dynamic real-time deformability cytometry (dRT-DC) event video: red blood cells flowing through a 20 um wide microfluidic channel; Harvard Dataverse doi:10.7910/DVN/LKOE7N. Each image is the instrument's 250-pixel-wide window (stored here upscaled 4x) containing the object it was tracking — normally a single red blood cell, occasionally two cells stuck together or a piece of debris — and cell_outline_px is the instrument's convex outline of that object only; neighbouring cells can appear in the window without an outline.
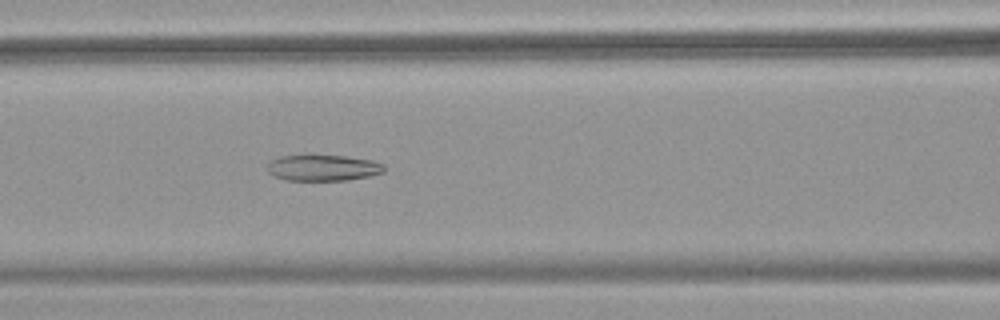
{"species": "common noctule bat (a hibernating species)", "species_latin": "Nyctalus noctula", "temperature_condition": "warm", "stored_images_in_passage": 54, "camera_frame_rate_fps": 3000, "um_per_image_px": 0.085, "animal": {"sex": "female", "body_mass_g": 18.4}, "frame": {"image": 1, "passage_image": 24, "time_ms": 7.667, "image_size_px": [1000, 320], "cell_outline_px": [[384, 172], [368, 176], [348, 180], [288, 180], [272, 176], [268, 172], [268, 164], [272, 160], [280, 156], [304, 152], [344, 156], [372, 160], [384, 164]], "centroid_in_image_um": [27.4, 14.22], "position_along_channel_um": 139.2, "area_um2": 18.44}}
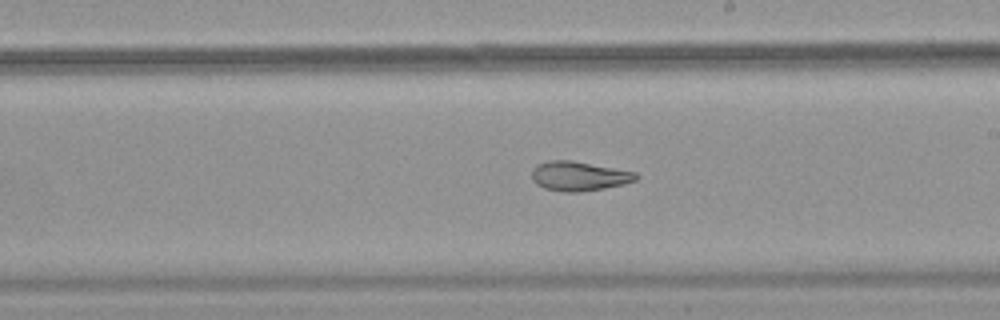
{"frame": {"image": 2, "passage_image": 32, "time_ms": 10.333, "image_size_px": [1000, 320], "cell_outline_px": [[640, 176], [636, 180], [624, 184], [604, 188], [580, 192], [564, 192], [544, 188], [536, 184], [532, 180], [532, 168], [536, 164], [548, 160], [572, 160], [636, 172]], "centroid_in_image_um": [49.2, 14.96], "position_along_channel_um": 239.8, "area_um2": 18.03}}
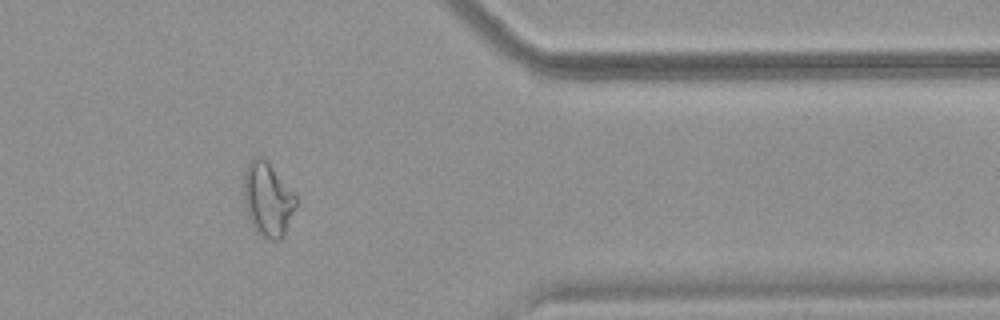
{"frame": {"image": 3, "passage_image": 45, "time_ms": 14.667, "image_size_px": [1000, 320], "cell_outline_px": [[296, 204], [284, 236], [280, 240], [272, 240], [260, 236], [256, 232], [248, 216], [244, 200], [244, 172], [248, 164], [256, 156], [264, 156], [296, 196]], "centroid_in_image_um": [22.75, 16.95], "position_along_channel_um": 388.7, "area_um2": 22.37}, "authors_computed_cell_mechanics": {"area_um2": 22.8599, "velocity_mm_per_s": 3.7866, "shape_relaxation_time_tau1_ms": null, "shape_relaxation_time_tau2_ms": 4.305, "deformation_change_tau1": null, "deformation_change_tau2": 0.1256}}